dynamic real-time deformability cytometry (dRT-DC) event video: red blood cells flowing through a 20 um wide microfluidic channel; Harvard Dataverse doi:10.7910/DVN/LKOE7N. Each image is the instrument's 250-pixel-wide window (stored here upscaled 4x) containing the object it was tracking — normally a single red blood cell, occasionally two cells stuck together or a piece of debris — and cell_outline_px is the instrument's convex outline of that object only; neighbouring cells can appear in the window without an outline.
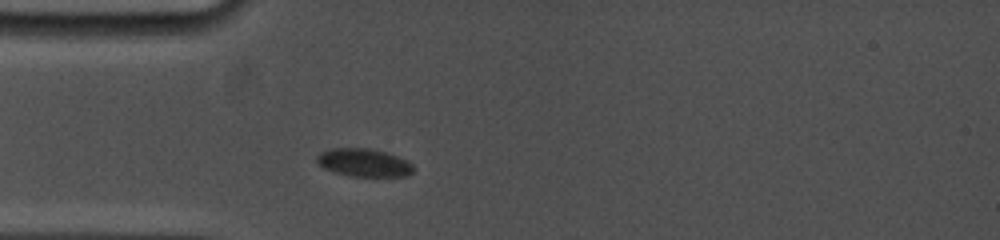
{"species": "common noctule bat (a hibernating species)", "species_latin": "Nyctalus noctula", "temperature_condition": "cold", "stored_images_in_passage": 60, "camera_frame_rate_fps": 5000, "um_per_image_px": 0.085, "animal": {"sex": "female", "body_mass_g": 19.0, "forearm_length_mm": 53.3}, "frame": {"image": 1, "passage_image": 1, "time_ms": 0.0, "image_size_px": [1000, 240], "cell_outline_px": [[412, 172], [408, 176], [352, 176], [336, 172], [324, 168], [316, 160], [316, 156], [320, 152], [328, 148], [368, 148], [384, 152], [408, 160], [412, 164]], "centroid_in_image_um": [30.91, 13.81], "position_along_channel_um": 54.1, "area_um2": 15.61}}
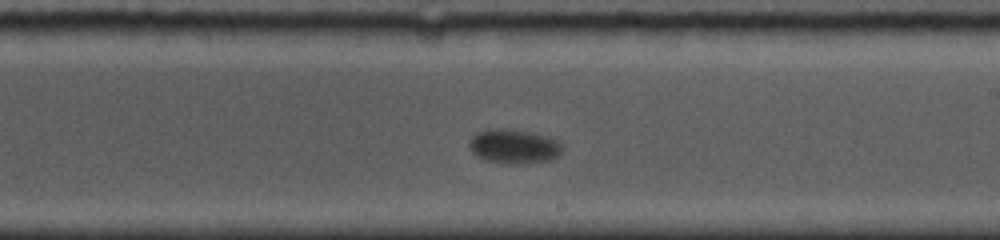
{"frame": {"image": 2, "passage_image": 26, "time_ms": 5.6, "image_size_px": [1000, 240], "cell_outline_px": [[564, 148], [560, 156], [548, 160], [520, 164], [504, 164], [484, 160], [476, 156], [472, 152], [468, 144], [472, 136], [476, 132], [488, 128], [504, 128], [532, 132], [548, 136], [556, 140]], "centroid_in_image_um": [43.66, 12.44], "position_along_channel_um": 245.3, "area_um2": 19.02}}
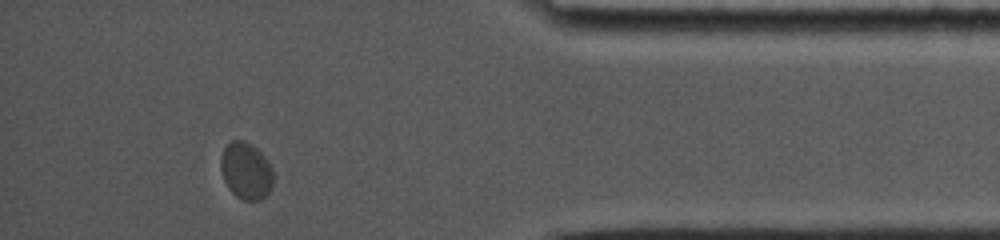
{"frame": {"image": 3, "passage_image": 52, "time_ms": 11.0, "image_size_px": [1000, 240], "cell_outline_px": [[272, 188], [260, 200], [240, 200], [228, 188], [224, 180], [220, 168], [220, 156], [224, 148], [232, 140], [244, 140], [252, 144], [268, 160], [272, 168]], "centroid_in_image_um": [20.9, 14.51], "position_along_channel_um": 414.3, "area_um2": 17.51}}